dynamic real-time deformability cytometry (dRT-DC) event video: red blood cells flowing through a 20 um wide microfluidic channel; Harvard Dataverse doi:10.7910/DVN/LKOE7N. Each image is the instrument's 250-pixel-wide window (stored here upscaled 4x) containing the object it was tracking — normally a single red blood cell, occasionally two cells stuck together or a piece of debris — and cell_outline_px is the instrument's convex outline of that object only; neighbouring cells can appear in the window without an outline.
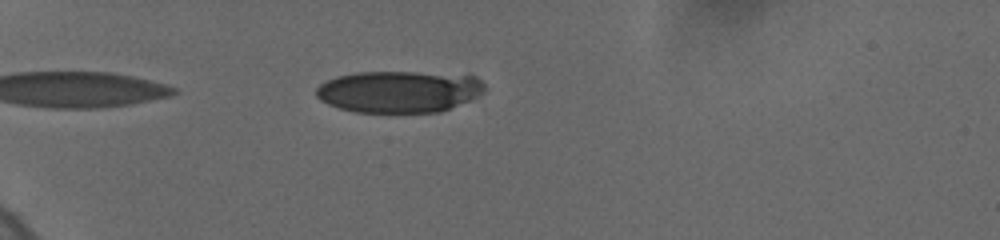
{"species": "human", "species_latin": "Homo sapiens", "temperature_condition": "cold", "stored_images_in_passage": 13, "camera_frame_rate_fps": 3000, "um_per_image_px": 0.085, "donor": {"sex": "female"}, "frame": {"image": 1, "passage_image": 8, "time_ms": 1.333, "image_size_px": [1000, 240], "cell_outline_px": [[484, 92], [468, 100], [440, 112], [352, 112], [328, 104], [320, 100], [316, 96], [316, 88], [320, 84], [336, 76], [356, 72], [416, 72], [476, 76], [484, 84]], "centroid_in_image_um": [33.88, 7.78], "position_along_channel_um": 51.1, "area_um2": 40.86}}